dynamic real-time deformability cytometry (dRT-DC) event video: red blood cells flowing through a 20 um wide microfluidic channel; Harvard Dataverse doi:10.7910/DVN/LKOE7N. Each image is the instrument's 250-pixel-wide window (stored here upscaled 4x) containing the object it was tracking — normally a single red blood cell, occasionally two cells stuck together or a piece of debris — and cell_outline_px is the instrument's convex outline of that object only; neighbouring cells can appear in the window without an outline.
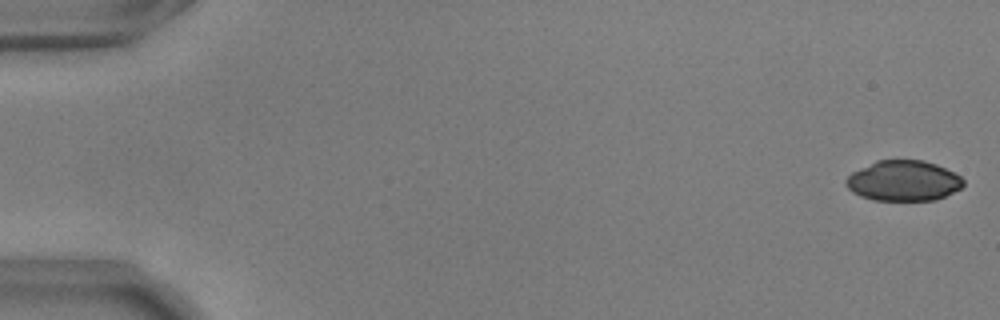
{"species": "common noctule bat (a hibernating species)", "species_latin": "Nyctalus noctula", "temperature_condition": "warm", "stored_images_in_passage": 16, "camera_frame_rate_fps": 3000, "um_per_image_px": 0.085, "animal": {"sex": "male", "body_mass_g": 17.9, "forearm_length_mm": 54.2}, "frame": {"image": 1, "passage_image": 1, "time_ms": 0.0, "image_size_px": [1000, 320], "cell_outline_px": [[964, 184], [960, 188], [936, 200], [872, 200], [860, 196], [852, 192], [844, 184], [844, 180], [852, 172], [876, 160], [924, 160], [936, 164], [960, 176], [964, 180]], "centroid_in_image_um": [76.75, 15.36], "position_along_channel_um": 8.2, "area_um2": 27.63}}
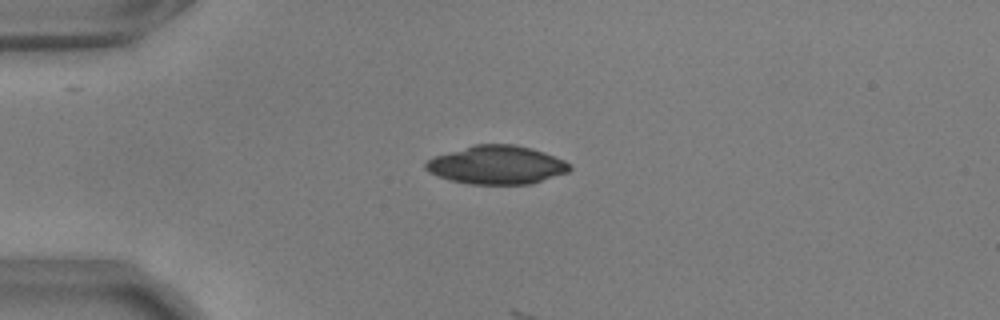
{"frame": {"image": 2, "passage_image": 14, "time_ms": 4.333, "image_size_px": [1000, 320], "cell_outline_px": [[572, 168], [568, 172], [532, 184], [468, 184], [452, 180], [428, 172], [424, 168], [424, 164], [432, 156], [476, 144], [516, 144], [532, 148], [544, 152], [564, 160]], "centroid_in_image_um": [42.22, 14.01], "position_along_channel_um": 42.8, "area_um2": 32.31}}